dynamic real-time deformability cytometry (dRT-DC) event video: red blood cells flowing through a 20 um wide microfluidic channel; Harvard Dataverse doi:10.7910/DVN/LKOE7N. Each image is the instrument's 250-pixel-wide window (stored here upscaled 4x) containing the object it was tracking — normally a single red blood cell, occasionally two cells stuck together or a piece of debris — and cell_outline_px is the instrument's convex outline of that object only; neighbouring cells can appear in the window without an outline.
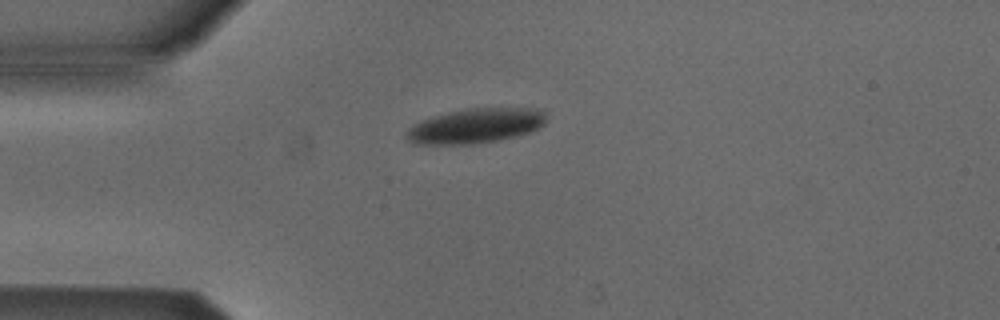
{"species": "Egyptian fruit bat (a non-hibernating species)", "species_latin": "Rousettus aegyptiacus", "temperature_condition": "cold", "stored_images_in_passage": 7, "camera_frame_rate_fps": 3000, "um_per_image_px": 0.085, "animal": {"sex": "male"}, "frame": {"image": 1, "passage_image": 4, "time_ms": 1.0, "image_size_px": [1000, 320], "cell_outline_px": [[544, 124], [528, 132], [496, 140], [472, 144], [412, 144], [404, 136], [408, 128], [412, 124], [420, 120], [432, 116], [448, 112], [468, 108], [544, 108]], "centroid_in_image_um": [40.35, 10.68], "position_along_channel_um": 44.7, "area_um2": 28.26}}
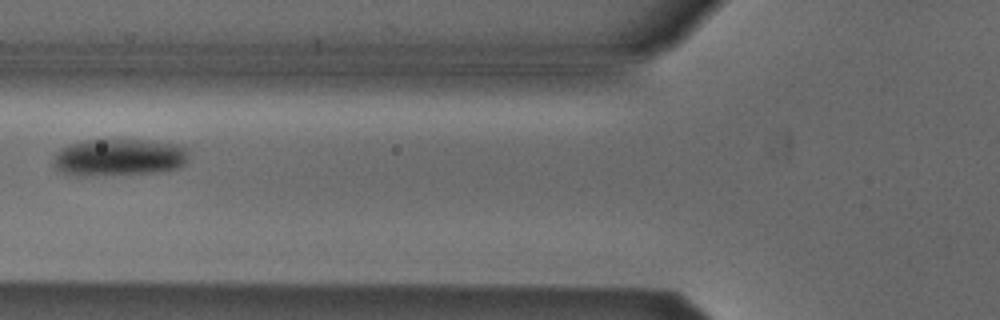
{"frame": {"image": 2, "passage_image": 6, "time_ms": 1.667, "image_size_px": [1000, 320], "cell_outline_px": [[188, 160], [180, 168], [164, 172], [80, 176], [64, 172], [56, 168], [52, 164], [56, 152], [60, 148], [68, 144], [84, 140], [152, 140], [180, 144], [188, 148]], "centroid_in_image_um": [10.17, 13.37], "position_along_channel_um": 115.6, "area_um2": 29.77}}
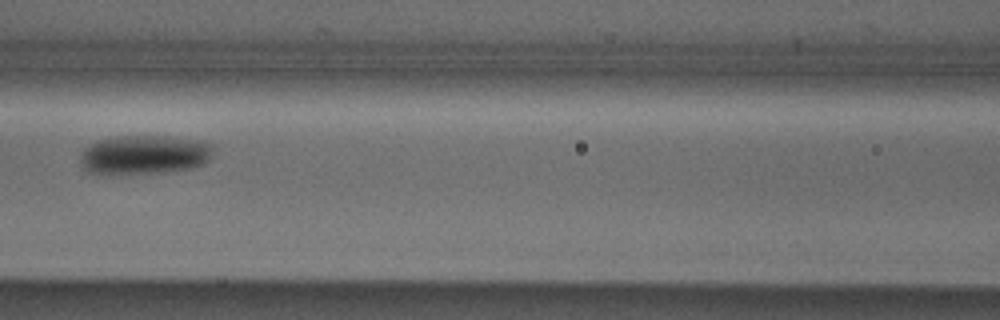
{"frame": {"image": 3, "passage_image": 7, "time_ms": 2.0, "image_size_px": [1000, 320], "cell_outline_px": [[212, 156], [204, 164], [192, 168], [160, 172], [112, 176], [88, 172], [80, 164], [80, 152], [84, 148], [96, 140], [116, 136], [168, 136], [200, 140], [212, 144]], "centroid_in_image_um": [12.21, 13.16], "position_along_channel_um": 154.4, "area_um2": 31.1}}